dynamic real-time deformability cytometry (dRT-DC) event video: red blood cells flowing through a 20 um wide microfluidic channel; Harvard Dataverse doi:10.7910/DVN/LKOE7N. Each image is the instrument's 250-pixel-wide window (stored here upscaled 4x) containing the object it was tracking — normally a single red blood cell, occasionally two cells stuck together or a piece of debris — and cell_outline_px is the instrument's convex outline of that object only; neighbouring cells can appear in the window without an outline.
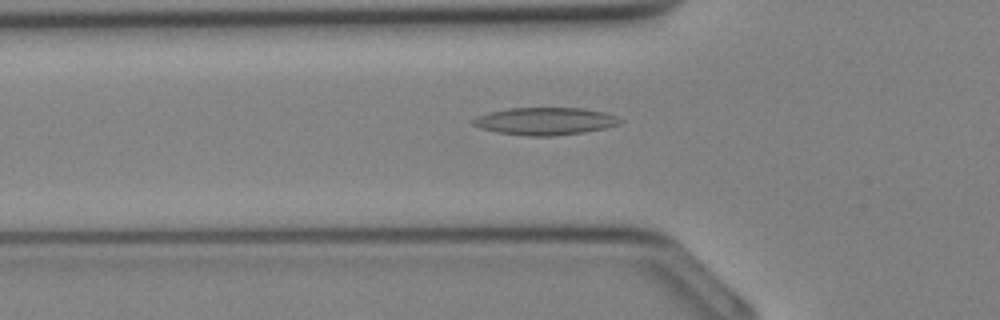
{"species": "Egyptian fruit bat (a non-hibernating species)", "species_latin": "Rousettus aegyptiacus", "temperature_condition": "cold", "stored_images_in_passage": 34, "segment_of_instrument_passage": [1, 2], "camera_frame_rate_fps": 3000, "um_per_image_px": 0.085, "animal": {"sex": "female"}, "frame": {"image": 1, "passage_image": 11, "time_ms": 3.333, "image_size_px": [1000, 320], "cell_outline_px": [[624, 120], [620, 124], [604, 128], [584, 132], [552, 136], [528, 136], [496, 132], [480, 128], [472, 124], [472, 120], [476, 116], [508, 108], [584, 108], [604, 112], [616, 116]], "centroid_in_image_um": [46.35, 10.3], "position_along_channel_um": 79.5, "area_um2": 23.52}}
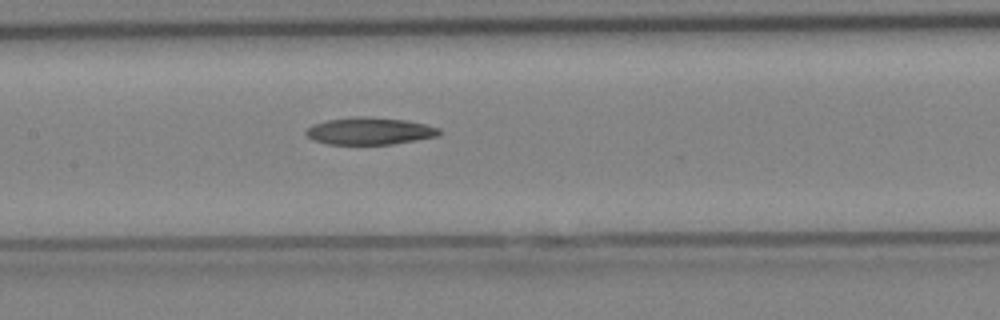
{"frame": {"image": 2, "passage_image": 16, "time_ms": 5.0, "image_size_px": [1000, 320], "cell_outline_px": [[440, 136], [392, 144], [328, 144], [312, 140], [304, 132], [312, 124], [328, 120], [360, 116], [368, 116], [408, 120], [440, 128]], "centroid_in_image_um": [31.43, 11.13], "position_along_channel_um": 176.0, "area_um2": 21.15}}
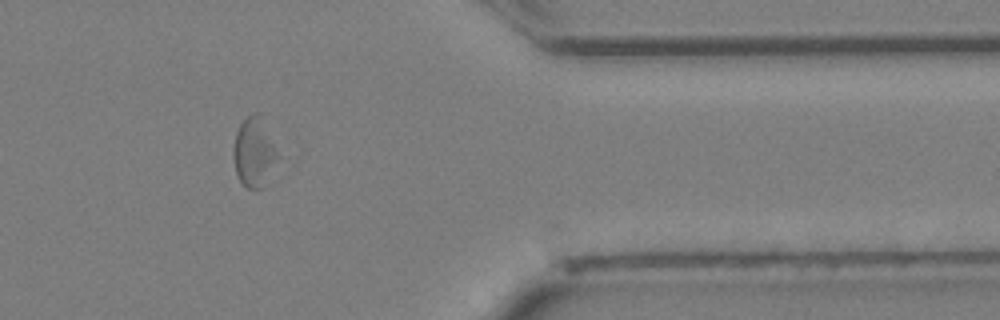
{"frame": {"image": 3, "passage_image": 28, "time_ms": 9.0, "image_size_px": [1000, 320], "cell_outline_px": [[280, 156], [264, 188], [248, 188], [236, 176], [232, 156], [232, 148], [236, 132], [240, 124], [252, 112], [260, 112]], "centroid_in_image_um": [21.6, 12.93], "position_along_channel_um": 389.8, "area_um2": 18.38}}